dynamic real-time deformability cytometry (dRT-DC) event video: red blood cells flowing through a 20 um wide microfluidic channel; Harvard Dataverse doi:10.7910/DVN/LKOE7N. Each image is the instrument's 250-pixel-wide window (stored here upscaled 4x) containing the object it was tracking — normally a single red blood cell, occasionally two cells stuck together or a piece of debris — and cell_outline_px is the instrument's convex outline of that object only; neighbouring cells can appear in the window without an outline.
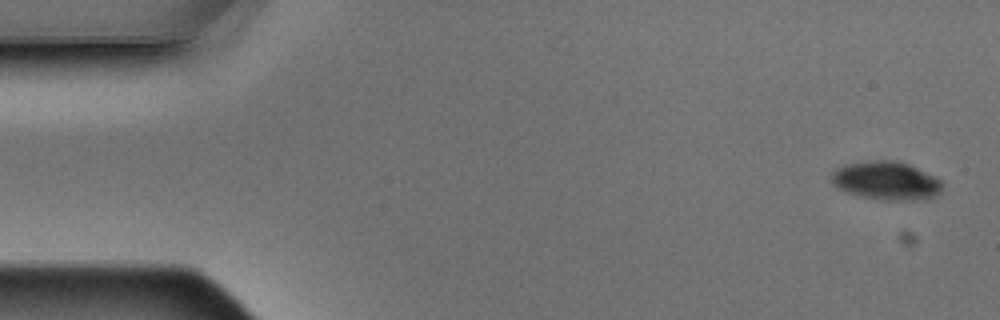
{"species": "Egyptian fruit bat (a non-hibernating species)", "species_latin": "Rousettus aegyptiacus", "temperature_condition": "warm", "stored_images_in_passage": 4, "camera_frame_rate_fps": 3000, "um_per_image_px": 0.085, "animal": {"sex": "male"}, "frame": {"image": 1, "passage_image": 1, "time_ms": 0.0, "image_size_px": [1000, 320], "cell_outline_px": [[944, 184], [940, 192], [936, 196], [916, 200], [884, 200], [860, 196], [844, 192], [836, 188], [832, 184], [832, 172], [836, 168], [844, 164], [872, 160], [896, 160], [908, 164], [936, 176], [944, 180]], "centroid_in_image_um": [75.34, 15.35], "position_along_channel_um": 9.7, "area_um2": 25.26}}
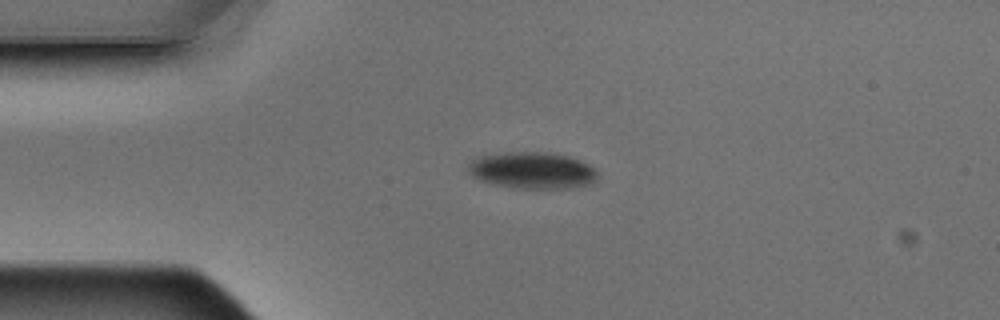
{"frame": {"image": 2, "passage_image": 4, "time_ms": 1.0, "image_size_px": [1000, 320], "cell_outline_px": [[596, 180], [592, 184], [572, 188], [512, 188], [480, 180], [472, 176], [468, 172], [468, 164], [472, 160], [480, 156], [508, 152], [544, 152], [568, 156], [580, 160], [596, 168]], "centroid_in_image_um": [45.26, 14.49], "position_along_channel_um": 39.7, "area_um2": 27.63}}